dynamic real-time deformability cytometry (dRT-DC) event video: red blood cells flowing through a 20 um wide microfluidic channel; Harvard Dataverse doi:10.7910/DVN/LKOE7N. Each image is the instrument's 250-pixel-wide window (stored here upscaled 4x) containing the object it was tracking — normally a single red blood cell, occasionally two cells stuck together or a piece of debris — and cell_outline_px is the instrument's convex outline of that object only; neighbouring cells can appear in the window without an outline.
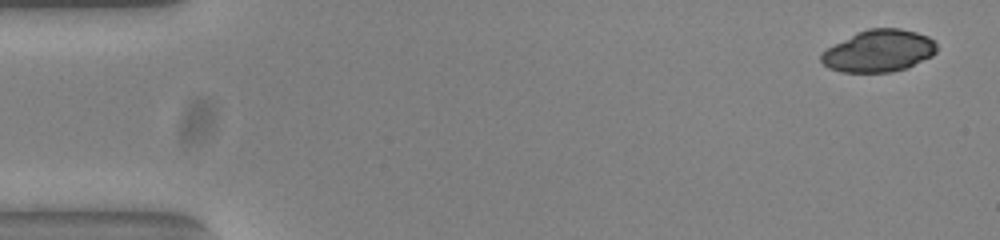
{"species": "common noctule bat (a hibernating species)", "species_latin": "Nyctalus noctula", "temperature_condition": "warm", "stored_images_in_passage": 9, "camera_frame_rate_fps": 3000, "um_per_image_px": 0.085, "animal": {"sex": "female", "body_mass_g": 23.0, "forearm_length_mm": 53.4}, "frame": {"image": 1, "passage_image": 1, "time_ms": 0.0, "image_size_px": [1000, 240], "cell_outline_px": [[936, 52], [932, 56], [908, 68], [892, 72], [840, 72], [828, 68], [820, 60], [820, 56], [828, 48], [856, 32], [868, 28], [900, 28], [916, 32], [928, 36], [936, 44]], "centroid_in_image_um": [74.71, 4.33], "position_along_channel_um": 10.3, "area_um2": 28.32}}